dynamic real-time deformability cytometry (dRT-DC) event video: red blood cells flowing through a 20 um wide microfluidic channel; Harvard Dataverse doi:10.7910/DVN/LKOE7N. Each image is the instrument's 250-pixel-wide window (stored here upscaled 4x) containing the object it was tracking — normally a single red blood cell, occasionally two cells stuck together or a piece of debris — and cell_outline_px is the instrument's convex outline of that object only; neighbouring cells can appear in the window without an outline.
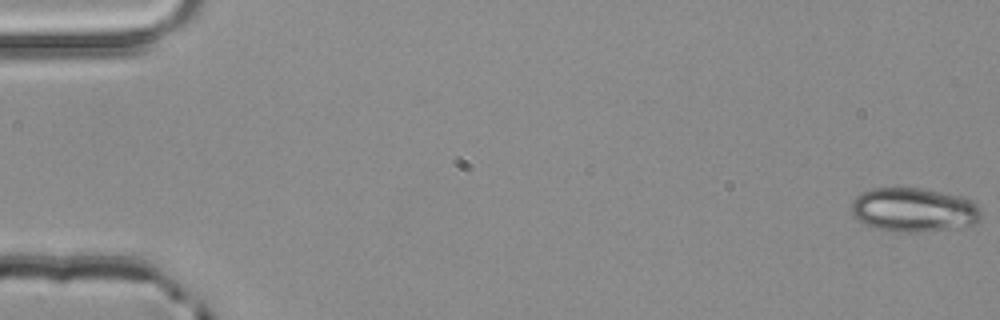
{"species": "common noctule bat (a hibernating species)", "species_latin": "Nyctalus noctula", "temperature_condition": "room temperature", "stored_images_in_passage": 2, "camera_frame_rate_fps": 3000, "um_per_image_px": 0.085, "animal": {"sex": "male", "body_mass_g": 20.4}, "frame": {"image": 1, "passage_image": 1, "time_ms": 0.0, "image_size_px": [1000, 320], "cell_outline_px": [[984, 212], [980, 220], [972, 224], [948, 228], [916, 232], [896, 232], [876, 228], [852, 216], [852, 200], [860, 192], [872, 188], [920, 188], [960, 196], [972, 200]], "centroid_in_image_um": [77.67, 17.82], "position_along_channel_um": 7.3, "area_um2": 33.18}}